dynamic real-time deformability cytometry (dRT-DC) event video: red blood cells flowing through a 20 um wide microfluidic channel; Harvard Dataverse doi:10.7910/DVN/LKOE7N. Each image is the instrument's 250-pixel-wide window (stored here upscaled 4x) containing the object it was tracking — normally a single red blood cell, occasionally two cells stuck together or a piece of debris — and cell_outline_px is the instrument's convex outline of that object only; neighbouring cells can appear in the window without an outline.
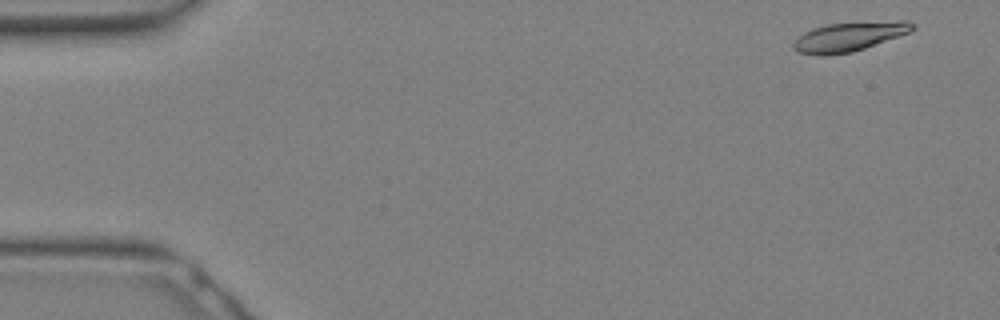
{"species": "Egyptian fruit bat (a non-hibernating species)", "species_latin": "Rousettus aegyptiacus", "temperature_condition": "warm", "stored_images_in_passage": 16, "camera_frame_rate_fps": 3000, "um_per_image_px": 0.085, "animal": {"sex": "female"}, "frame": {"image": 1, "passage_image": 1, "time_ms": 0.0, "image_size_px": [1000, 320], "cell_outline_px": [[916, 28], [912, 32], [852, 52], [824, 56], [820, 56], [796, 52], [792, 48], [792, 44], [804, 32], [812, 28], [828, 24], [896, 20], [908, 20], [916, 24]], "centroid_in_image_um": [72.22, 3.11], "position_along_channel_um": 12.8, "area_um2": 20.58}}
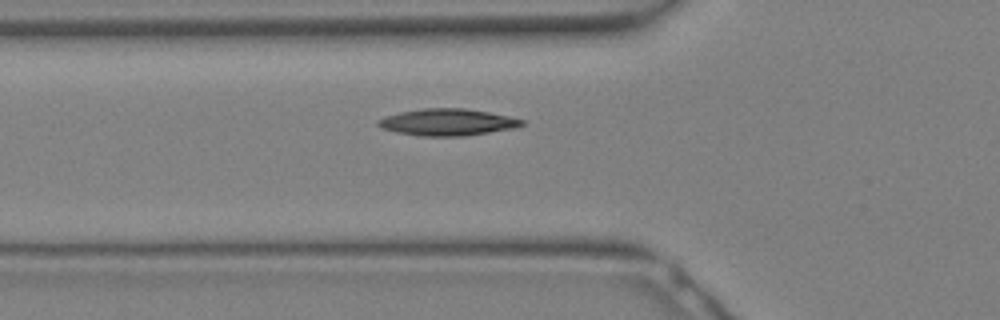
{"frame": {"image": 2, "passage_image": 10, "time_ms": 3.0, "image_size_px": [1000, 320], "cell_outline_px": [[524, 124], [516, 128], [464, 136], [420, 136], [396, 132], [380, 128], [376, 124], [376, 120], [400, 112], [424, 108], [464, 108], [488, 112], [508, 116], [524, 120]], "centroid_in_image_um": [38.02, 10.39], "position_along_channel_um": 87.8, "area_um2": 22.43}}
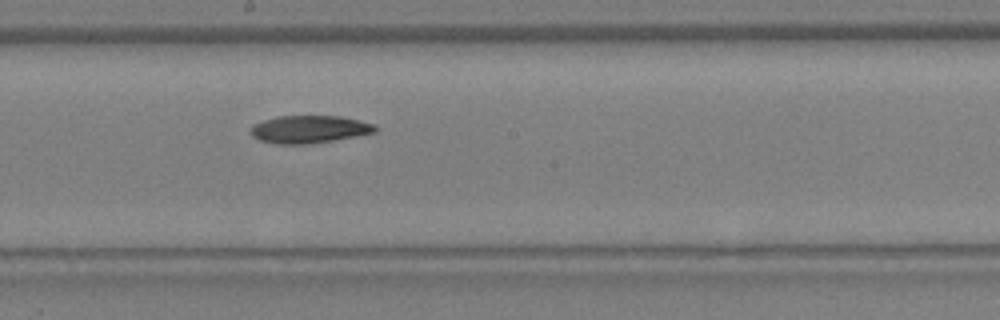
{"frame": {"image": 3, "passage_image": 16, "time_ms": 5.0, "image_size_px": [1000, 320], "cell_outline_px": [[376, 132], [332, 140], [308, 144], [276, 144], [260, 140], [252, 136], [252, 124], [276, 116], [340, 116], [372, 124], [376, 128]], "centroid_in_image_um": [26.23, 10.99], "position_along_channel_um": 222.0, "area_um2": 19.71}}